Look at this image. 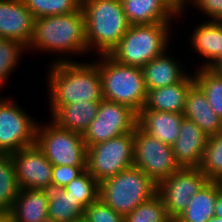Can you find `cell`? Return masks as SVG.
<instances>
[{"instance_id":"6da1fadb","label":"cell","mask_w":222,"mask_h":222,"mask_svg":"<svg viewBox=\"0 0 222 222\" xmlns=\"http://www.w3.org/2000/svg\"><path fill=\"white\" fill-rule=\"evenodd\" d=\"M98 60L80 63L61 56L52 62L47 80L51 110L56 105L103 99Z\"/></svg>"},{"instance_id":"7a4b0ae2","label":"cell","mask_w":222,"mask_h":222,"mask_svg":"<svg viewBox=\"0 0 222 222\" xmlns=\"http://www.w3.org/2000/svg\"><path fill=\"white\" fill-rule=\"evenodd\" d=\"M27 51L35 49L57 54H86L85 16L76 12L35 18L34 34Z\"/></svg>"},{"instance_id":"3957f363","label":"cell","mask_w":222,"mask_h":222,"mask_svg":"<svg viewBox=\"0 0 222 222\" xmlns=\"http://www.w3.org/2000/svg\"><path fill=\"white\" fill-rule=\"evenodd\" d=\"M81 8L88 51L109 54L130 27L121 0H82Z\"/></svg>"},{"instance_id":"277c9868","label":"cell","mask_w":222,"mask_h":222,"mask_svg":"<svg viewBox=\"0 0 222 222\" xmlns=\"http://www.w3.org/2000/svg\"><path fill=\"white\" fill-rule=\"evenodd\" d=\"M99 59L103 98L138 113L145 106L148 93L141 67L120 64L108 54H101Z\"/></svg>"},{"instance_id":"5b68a950","label":"cell","mask_w":222,"mask_h":222,"mask_svg":"<svg viewBox=\"0 0 222 222\" xmlns=\"http://www.w3.org/2000/svg\"><path fill=\"white\" fill-rule=\"evenodd\" d=\"M170 24L130 25L108 55L120 64L142 67L169 47Z\"/></svg>"},{"instance_id":"8992f818","label":"cell","mask_w":222,"mask_h":222,"mask_svg":"<svg viewBox=\"0 0 222 222\" xmlns=\"http://www.w3.org/2000/svg\"><path fill=\"white\" fill-rule=\"evenodd\" d=\"M157 194V185L132 166L99 183V198L124 217Z\"/></svg>"},{"instance_id":"52a82bcc","label":"cell","mask_w":222,"mask_h":222,"mask_svg":"<svg viewBox=\"0 0 222 222\" xmlns=\"http://www.w3.org/2000/svg\"><path fill=\"white\" fill-rule=\"evenodd\" d=\"M36 146L52 165L87 166V146L83 135L50 124H37Z\"/></svg>"},{"instance_id":"ba28073f","label":"cell","mask_w":222,"mask_h":222,"mask_svg":"<svg viewBox=\"0 0 222 222\" xmlns=\"http://www.w3.org/2000/svg\"><path fill=\"white\" fill-rule=\"evenodd\" d=\"M134 163V131L87 147L86 170L100 183Z\"/></svg>"},{"instance_id":"9c48e42d","label":"cell","mask_w":222,"mask_h":222,"mask_svg":"<svg viewBox=\"0 0 222 222\" xmlns=\"http://www.w3.org/2000/svg\"><path fill=\"white\" fill-rule=\"evenodd\" d=\"M158 185L181 167L177 163L172 146L151 137L138 126L134 129V163Z\"/></svg>"},{"instance_id":"30bf717a","label":"cell","mask_w":222,"mask_h":222,"mask_svg":"<svg viewBox=\"0 0 222 222\" xmlns=\"http://www.w3.org/2000/svg\"><path fill=\"white\" fill-rule=\"evenodd\" d=\"M137 113L130 107L102 99L95 118L83 133L87 147L134 131Z\"/></svg>"},{"instance_id":"8fae6325","label":"cell","mask_w":222,"mask_h":222,"mask_svg":"<svg viewBox=\"0 0 222 222\" xmlns=\"http://www.w3.org/2000/svg\"><path fill=\"white\" fill-rule=\"evenodd\" d=\"M9 98L0 99V154L9 155L35 144L37 123Z\"/></svg>"},{"instance_id":"7c38bea8","label":"cell","mask_w":222,"mask_h":222,"mask_svg":"<svg viewBox=\"0 0 222 222\" xmlns=\"http://www.w3.org/2000/svg\"><path fill=\"white\" fill-rule=\"evenodd\" d=\"M209 181L199 168L181 167L167 179L157 185V194L161 197L170 218L179 215L188 207L191 198Z\"/></svg>"},{"instance_id":"4fadbf2b","label":"cell","mask_w":222,"mask_h":222,"mask_svg":"<svg viewBox=\"0 0 222 222\" xmlns=\"http://www.w3.org/2000/svg\"><path fill=\"white\" fill-rule=\"evenodd\" d=\"M20 189L42 190L52 181V163L36 144L9 154Z\"/></svg>"},{"instance_id":"5bb4252c","label":"cell","mask_w":222,"mask_h":222,"mask_svg":"<svg viewBox=\"0 0 222 222\" xmlns=\"http://www.w3.org/2000/svg\"><path fill=\"white\" fill-rule=\"evenodd\" d=\"M35 17L22 0H0V38L29 46L34 34Z\"/></svg>"},{"instance_id":"9a60e30c","label":"cell","mask_w":222,"mask_h":222,"mask_svg":"<svg viewBox=\"0 0 222 222\" xmlns=\"http://www.w3.org/2000/svg\"><path fill=\"white\" fill-rule=\"evenodd\" d=\"M208 136L193 121L183 118L180 133L172 150L180 167L198 168L201 164Z\"/></svg>"},{"instance_id":"2e32d148","label":"cell","mask_w":222,"mask_h":222,"mask_svg":"<svg viewBox=\"0 0 222 222\" xmlns=\"http://www.w3.org/2000/svg\"><path fill=\"white\" fill-rule=\"evenodd\" d=\"M183 113L160 112L143 107L137 113V126L151 137L172 146L180 133Z\"/></svg>"},{"instance_id":"e0dca14e","label":"cell","mask_w":222,"mask_h":222,"mask_svg":"<svg viewBox=\"0 0 222 222\" xmlns=\"http://www.w3.org/2000/svg\"><path fill=\"white\" fill-rule=\"evenodd\" d=\"M167 52L168 49L141 67L147 91L174 85L188 75V72L182 69L180 61H177V58L175 60V56L171 57Z\"/></svg>"},{"instance_id":"ac0fdd59","label":"cell","mask_w":222,"mask_h":222,"mask_svg":"<svg viewBox=\"0 0 222 222\" xmlns=\"http://www.w3.org/2000/svg\"><path fill=\"white\" fill-rule=\"evenodd\" d=\"M121 3L130 25L170 23L178 16L164 0H121Z\"/></svg>"},{"instance_id":"d6986e66","label":"cell","mask_w":222,"mask_h":222,"mask_svg":"<svg viewBox=\"0 0 222 222\" xmlns=\"http://www.w3.org/2000/svg\"><path fill=\"white\" fill-rule=\"evenodd\" d=\"M194 83V76L188 73L174 85L148 90L144 107L153 111L183 113L189 89Z\"/></svg>"},{"instance_id":"ffe728a7","label":"cell","mask_w":222,"mask_h":222,"mask_svg":"<svg viewBox=\"0 0 222 222\" xmlns=\"http://www.w3.org/2000/svg\"><path fill=\"white\" fill-rule=\"evenodd\" d=\"M183 116L196 123L208 137L222 132V119L210 107L205 93L196 83L189 89Z\"/></svg>"},{"instance_id":"44dd1931","label":"cell","mask_w":222,"mask_h":222,"mask_svg":"<svg viewBox=\"0 0 222 222\" xmlns=\"http://www.w3.org/2000/svg\"><path fill=\"white\" fill-rule=\"evenodd\" d=\"M100 101H84L69 105H56L52 110V121L59 127L72 132L83 133L95 118Z\"/></svg>"},{"instance_id":"7402d4cb","label":"cell","mask_w":222,"mask_h":222,"mask_svg":"<svg viewBox=\"0 0 222 222\" xmlns=\"http://www.w3.org/2000/svg\"><path fill=\"white\" fill-rule=\"evenodd\" d=\"M191 36L193 49L206 59L199 68H209L222 57V21H205Z\"/></svg>"},{"instance_id":"603a6c76","label":"cell","mask_w":222,"mask_h":222,"mask_svg":"<svg viewBox=\"0 0 222 222\" xmlns=\"http://www.w3.org/2000/svg\"><path fill=\"white\" fill-rule=\"evenodd\" d=\"M48 203L43 190L19 189L10 209L13 222H40L47 219Z\"/></svg>"},{"instance_id":"cb8c5ba5","label":"cell","mask_w":222,"mask_h":222,"mask_svg":"<svg viewBox=\"0 0 222 222\" xmlns=\"http://www.w3.org/2000/svg\"><path fill=\"white\" fill-rule=\"evenodd\" d=\"M48 199V218L55 222H75L84 216V208L67 194L64 187L50 183L42 189Z\"/></svg>"},{"instance_id":"d4e9b609","label":"cell","mask_w":222,"mask_h":222,"mask_svg":"<svg viewBox=\"0 0 222 222\" xmlns=\"http://www.w3.org/2000/svg\"><path fill=\"white\" fill-rule=\"evenodd\" d=\"M222 188L209 180L192 198L188 207L179 215L185 222H208L214 216L217 195Z\"/></svg>"},{"instance_id":"484cf974","label":"cell","mask_w":222,"mask_h":222,"mask_svg":"<svg viewBox=\"0 0 222 222\" xmlns=\"http://www.w3.org/2000/svg\"><path fill=\"white\" fill-rule=\"evenodd\" d=\"M195 73V83L205 93L210 107L222 119V77L210 68H197Z\"/></svg>"},{"instance_id":"4316f807","label":"cell","mask_w":222,"mask_h":222,"mask_svg":"<svg viewBox=\"0 0 222 222\" xmlns=\"http://www.w3.org/2000/svg\"><path fill=\"white\" fill-rule=\"evenodd\" d=\"M19 189L11 156L0 154V210L11 209Z\"/></svg>"},{"instance_id":"83f0119b","label":"cell","mask_w":222,"mask_h":222,"mask_svg":"<svg viewBox=\"0 0 222 222\" xmlns=\"http://www.w3.org/2000/svg\"><path fill=\"white\" fill-rule=\"evenodd\" d=\"M84 209L99 198V182L85 170L64 187Z\"/></svg>"},{"instance_id":"f1b7e54d","label":"cell","mask_w":222,"mask_h":222,"mask_svg":"<svg viewBox=\"0 0 222 222\" xmlns=\"http://www.w3.org/2000/svg\"><path fill=\"white\" fill-rule=\"evenodd\" d=\"M35 18L76 12L82 0H22Z\"/></svg>"},{"instance_id":"f546056e","label":"cell","mask_w":222,"mask_h":222,"mask_svg":"<svg viewBox=\"0 0 222 222\" xmlns=\"http://www.w3.org/2000/svg\"><path fill=\"white\" fill-rule=\"evenodd\" d=\"M161 197L156 194L124 217V222H170Z\"/></svg>"},{"instance_id":"4dcf8cb0","label":"cell","mask_w":222,"mask_h":222,"mask_svg":"<svg viewBox=\"0 0 222 222\" xmlns=\"http://www.w3.org/2000/svg\"><path fill=\"white\" fill-rule=\"evenodd\" d=\"M209 180H214L222 171V132L209 136L201 164L198 167Z\"/></svg>"},{"instance_id":"1f68e13d","label":"cell","mask_w":222,"mask_h":222,"mask_svg":"<svg viewBox=\"0 0 222 222\" xmlns=\"http://www.w3.org/2000/svg\"><path fill=\"white\" fill-rule=\"evenodd\" d=\"M26 49L25 45L16 40L0 38V88L19 65L20 56Z\"/></svg>"},{"instance_id":"d6a6232c","label":"cell","mask_w":222,"mask_h":222,"mask_svg":"<svg viewBox=\"0 0 222 222\" xmlns=\"http://www.w3.org/2000/svg\"><path fill=\"white\" fill-rule=\"evenodd\" d=\"M83 217L88 222H124V216L117 213L100 198L85 208Z\"/></svg>"},{"instance_id":"836d02e7","label":"cell","mask_w":222,"mask_h":222,"mask_svg":"<svg viewBox=\"0 0 222 222\" xmlns=\"http://www.w3.org/2000/svg\"><path fill=\"white\" fill-rule=\"evenodd\" d=\"M86 170V166L53 165L51 183L65 187Z\"/></svg>"},{"instance_id":"e575fe53","label":"cell","mask_w":222,"mask_h":222,"mask_svg":"<svg viewBox=\"0 0 222 222\" xmlns=\"http://www.w3.org/2000/svg\"><path fill=\"white\" fill-rule=\"evenodd\" d=\"M190 5L209 16L210 21H222V0H190Z\"/></svg>"},{"instance_id":"d590c367","label":"cell","mask_w":222,"mask_h":222,"mask_svg":"<svg viewBox=\"0 0 222 222\" xmlns=\"http://www.w3.org/2000/svg\"><path fill=\"white\" fill-rule=\"evenodd\" d=\"M177 14L178 17L183 13H185L183 10L186 11L185 7L188 6V2L190 0H164ZM187 4V5H186Z\"/></svg>"},{"instance_id":"8d00e7d4","label":"cell","mask_w":222,"mask_h":222,"mask_svg":"<svg viewBox=\"0 0 222 222\" xmlns=\"http://www.w3.org/2000/svg\"><path fill=\"white\" fill-rule=\"evenodd\" d=\"M214 216L222 219V191L217 195Z\"/></svg>"},{"instance_id":"74e56055","label":"cell","mask_w":222,"mask_h":222,"mask_svg":"<svg viewBox=\"0 0 222 222\" xmlns=\"http://www.w3.org/2000/svg\"><path fill=\"white\" fill-rule=\"evenodd\" d=\"M218 76L222 77V57L219 58L213 65L209 67Z\"/></svg>"},{"instance_id":"f35d334b","label":"cell","mask_w":222,"mask_h":222,"mask_svg":"<svg viewBox=\"0 0 222 222\" xmlns=\"http://www.w3.org/2000/svg\"><path fill=\"white\" fill-rule=\"evenodd\" d=\"M0 222H13L10 210H0Z\"/></svg>"},{"instance_id":"ab89813d","label":"cell","mask_w":222,"mask_h":222,"mask_svg":"<svg viewBox=\"0 0 222 222\" xmlns=\"http://www.w3.org/2000/svg\"><path fill=\"white\" fill-rule=\"evenodd\" d=\"M213 181L222 188V171Z\"/></svg>"},{"instance_id":"60d3db41","label":"cell","mask_w":222,"mask_h":222,"mask_svg":"<svg viewBox=\"0 0 222 222\" xmlns=\"http://www.w3.org/2000/svg\"><path fill=\"white\" fill-rule=\"evenodd\" d=\"M208 222H222V219L217 216H213Z\"/></svg>"},{"instance_id":"b9f144b4","label":"cell","mask_w":222,"mask_h":222,"mask_svg":"<svg viewBox=\"0 0 222 222\" xmlns=\"http://www.w3.org/2000/svg\"><path fill=\"white\" fill-rule=\"evenodd\" d=\"M170 222H185V221L181 220L179 217H174L171 218Z\"/></svg>"},{"instance_id":"7bdbcfd3","label":"cell","mask_w":222,"mask_h":222,"mask_svg":"<svg viewBox=\"0 0 222 222\" xmlns=\"http://www.w3.org/2000/svg\"><path fill=\"white\" fill-rule=\"evenodd\" d=\"M75 222H88L84 217L82 219H78Z\"/></svg>"},{"instance_id":"ee69618b","label":"cell","mask_w":222,"mask_h":222,"mask_svg":"<svg viewBox=\"0 0 222 222\" xmlns=\"http://www.w3.org/2000/svg\"><path fill=\"white\" fill-rule=\"evenodd\" d=\"M40 222H55V221H54V220H51V219H49V218H47V219L42 220V221H40Z\"/></svg>"}]
</instances>
